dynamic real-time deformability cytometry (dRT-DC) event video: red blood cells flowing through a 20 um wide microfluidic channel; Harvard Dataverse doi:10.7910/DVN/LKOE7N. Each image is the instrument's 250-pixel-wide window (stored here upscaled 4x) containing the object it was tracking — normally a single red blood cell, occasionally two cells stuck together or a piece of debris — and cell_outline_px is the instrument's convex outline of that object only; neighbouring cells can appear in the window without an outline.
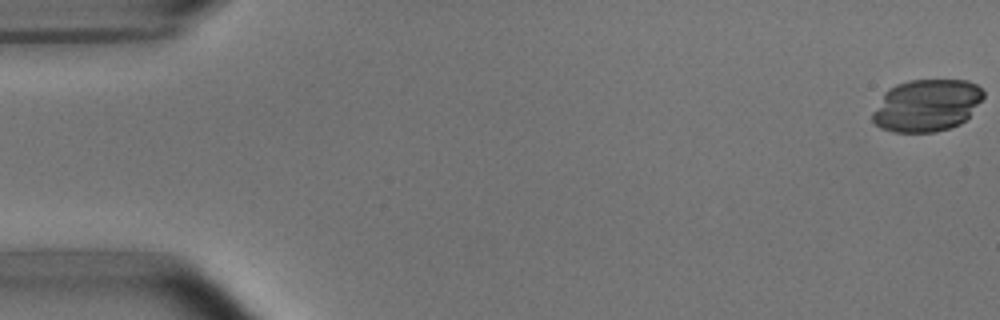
{"species": "common noctule bat (a hibernating species)", "species_latin": "Nyctalus noctula", "temperature_condition": "room temperature", "stored_images_in_passage": 48, "camera_frame_rate_fps": 3000, "um_per_image_px": 0.085, "animal": {"sex": "male", "body_mass_g": 15.6}, "frame": {"image": 1, "passage_image": 1, "time_ms": 0.0, "image_size_px": [1000, 320], "cell_outline_px": [[984, 96], [968, 116], [960, 124], [936, 132], [892, 132], [880, 128], [872, 120], [872, 112], [884, 92], [888, 88], [896, 84], [908, 80], [968, 80], [976, 84], [984, 92]], "centroid_in_image_um": [78.73, 8.95], "position_along_channel_um": 6.3, "area_um2": 33.76}}